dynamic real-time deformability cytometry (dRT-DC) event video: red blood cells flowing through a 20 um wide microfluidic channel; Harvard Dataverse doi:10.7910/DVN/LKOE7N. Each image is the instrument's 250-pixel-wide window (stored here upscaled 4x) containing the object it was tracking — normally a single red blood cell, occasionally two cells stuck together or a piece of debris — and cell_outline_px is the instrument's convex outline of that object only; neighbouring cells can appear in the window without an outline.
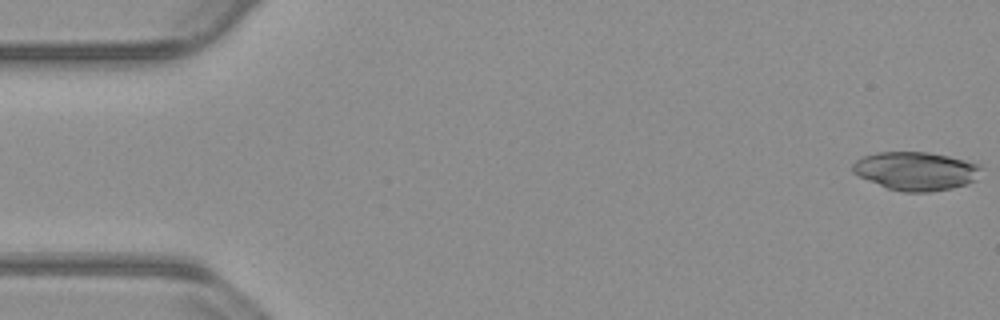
{"species": "common noctule bat (a hibernating species)", "species_latin": "Nyctalus noctula", "temperature_condition": "warm", "stored_images_in_passage": 54, "camera_frame_rate_fps": 3000, "um_per_image_px": 0.085, "animal": {"sex": "male", "body_mass_g": 23.1, "forearm_length_mm": 52.7}, "frame": {"image": 1, "passage_image": 1, "time_ms": 0.0, "image_size_px": [1000, 320], "cell_outline_px": [[984, 168], [976, 180], [952, 188], [932, 192], [904, 192], [888, 188], [868, 180], [852, 172], [852, 164], [856, 160], [864, 156], [876, 152], [928, 152], [948, 156], [980, 164]], "centroid_in_image_um": [77.88, 14.53], "position_along_channel_um": 7.1, "area_um2": 28.84}}